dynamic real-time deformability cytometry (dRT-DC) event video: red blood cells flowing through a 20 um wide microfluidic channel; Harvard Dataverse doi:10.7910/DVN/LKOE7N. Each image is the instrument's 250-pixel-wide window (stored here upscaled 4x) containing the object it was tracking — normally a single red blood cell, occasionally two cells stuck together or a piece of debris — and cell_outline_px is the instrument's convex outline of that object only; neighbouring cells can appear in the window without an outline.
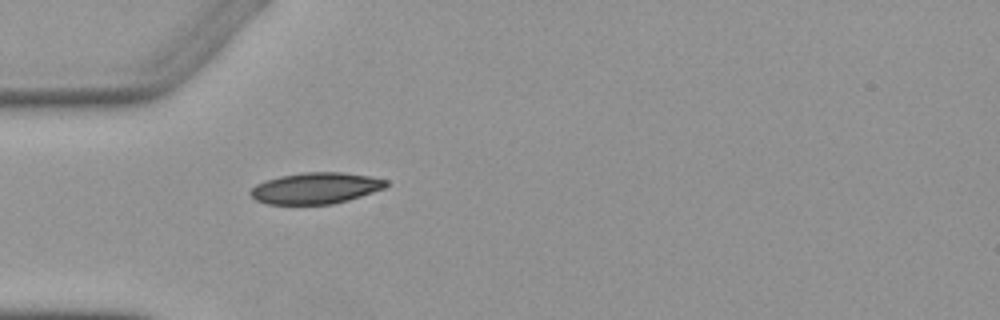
{"species": "Egyptian fruit bat (a non-hibernating species)", "species_latin": "Rousettus aegyptiacus", "temperature_condition": "warm", "stored_images_in_passage": 2, "camera_frame_rate_fps": 3000, "um_per_image_px": 0.085, "animal": {"sex": "female"}, "frame": {"image": 1, "passage_image": 2, "time_ms": 1.333, "image_size_px": [1000, 320], "cell_outline_px": [[388, 184], [384, 188], [348, 200], [332, 204], [268, 204], [256, 200], [248, 192], [256, 184], [264, 180], [280, 176], [304, 172], [344, 172], [368, 176], [388, 180]], "centroid_in_image_um": [26.81, 15.99], "position_along_channel_um": 58.2, "area_um2": 24.62}}